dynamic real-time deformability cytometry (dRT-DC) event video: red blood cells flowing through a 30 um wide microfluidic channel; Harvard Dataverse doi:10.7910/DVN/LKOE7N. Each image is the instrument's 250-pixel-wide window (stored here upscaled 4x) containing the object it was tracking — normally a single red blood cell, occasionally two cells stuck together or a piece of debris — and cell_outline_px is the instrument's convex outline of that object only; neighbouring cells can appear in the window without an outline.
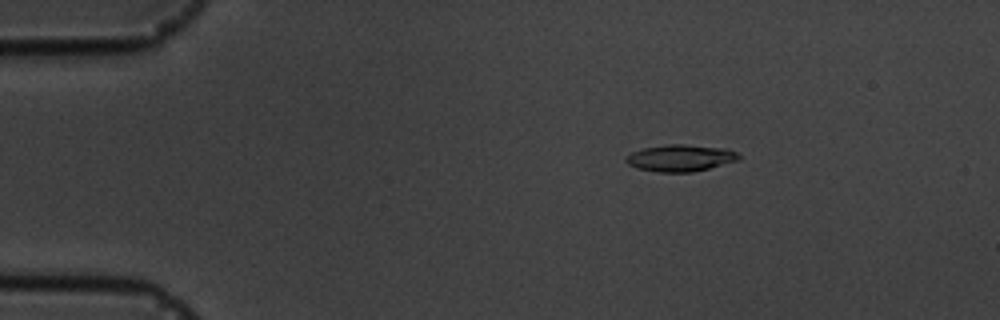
{"species": "common noctule bat (a hibernating species)", "species_latin": "Nyctalus noctula", "temperature_condition": "cold", "stored_images_in_passage": 5, "camera_frame_rate_fps": 3000, "um_per_image_px": 0.085, "animal": {"sex": "male", "body_mass_g": 19.5, "forearm_length_mm": 54.6}, "frame": {"image": 1, "passage_image": 3, "time_ms": 2.0, "image_size_px": [1000, 320], "cell_outline_px": [[740, 160], [692, 172], [656, 172], [636, 168], [628, 164], [624, 160], [632, 152], [644, 148], [668, 144], [684, 144], [728, 148], [736, 152], [740, 156]], "centroid_in_image_um": [57.85, 13.43], "position_along_channel_um": 27.1, "area_um2": 17.63}}